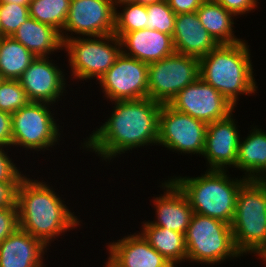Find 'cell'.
I'll return each instance as SVG.
<instances>
[{"mask_svg":"<svg viewBox=\"0 0 266 267\" xmlns=\"http://www.w3.org/2000/svg\"><path fill=\"white\" fill-rule=\"evenodd\" d=\"M113 103L111 117L87 137L83 147L93 149L102 160H111L133 148L158 145V117L162 104L150 98Z\"/></svg>","mask_w":266,"mask_h":267,"instance_id":"obj_1","label":"cell"},{"mask_svg":"<svg viewBox=\"0 0 266 267\" xmlns=\"http://www.w3.org/2000/svg\"><path fill=\"white\" fill-rule=\"evenodd\" d=\"M52 189L25 176L16 191L19 227L46 246L80 222Z\"/></svg>","mask_w":266,"mask_h":267,"instance_id":"obj_2","label":"cell"},{"mask_svg":"<svg viewBox=\"0 0 266 267\" xmlns=\"http://www.w3.org/2000/svg\"><path fill=\"white\" fill-rule=\"evenodd\" d=\"M248 47L245 40L219 44L199 59V77L234 107L240 94L251 95L257 90Z\"/></svg>","mask_w":266,"mask_h":267,"instance_id":"obj_3","label":"cell"},{"mask_svg":"<svg viewBox=\"0 0 266 267\" xmlns=\"http://www.w3.org/2000/svg\"><path fill=\"white\" fill-rule=\"evenodd\" d=\"M226 172L206 170L200 177L178 176L171 180L185 194L194 213L231 224L238 192L248 179H231Z\"/></svg>","mask_w":266,"mask_h":267,"instance_id":"obj_4","label":"cell"},{"mask_svg":"<svg viewBox=\"0 0 266 267\" xmlns=\"http://www.w3.org/2000/svg\"><path fill=\"white\" fill-rule=\"evenodd\" d=\"M234 244L242 254L266 250V185L248 179L240 188L231 222Z\"/></svg>","mask_w":266,"mask_h":267,"instance_id":"obj_5","label":"cell"},{"mask_svg":"<svg viewBox=\"0 0 266 267\" xmlns=\"http://www.w3.org/2000/svg\"><path fill=\"white\" fill-rule=\"evenodd\" d=\"M185 243L186 261L215 264L242 255L235 247L230 224L198 213L191 217Z\"/></svg>","mask_w":266,"mask_h":267,"instance_id":"obj_6","label":"cell"},{"mask_svg":"<svg viewBox=\"0 0 266 267\" xmlns=\"http://www.w3.org/2000/svg\"><path fill=\"white\" fill-rule=\"evenodd\" d=\"M63 47L69 55L73 78L80 80L93 77L99 80L122 52L120 38L114 34L90 38L69 36Z\"/></svg>","mask_w":266,"mask_h":267,"instance_id":"obj_7","label":"cell"},{"mask_svg":"<svg viewBox=\"0 0 266 267\" xmlns=\"http://www.w3.org/2000/svg\"><path fill=\"white\" fill-rule=\"evenodd\" d=\"M199 59L174 53L148 64V98L160 104L170 101L199 78Z\"/></svg>","mask_w":266,"mask_h":267,"instance_id":"obj_8","label":"cell"},{"mask_svg":"<svg viewBox=\"0 0 266 267\" xmlns=\"http://www.w3.org/2000/svg\"><path fill=\"white\" fill-rule=\"evenodd\" d=\"M49 105L51 106L44 102H29L12 113V146L36 151L55 146L60 132Z\"/></svg>","mask_w":266,"mask_h":267,"instance_id":"obj_9","label":"cell"},{"mask_svg":"<svg viewBox=\"0 0 266 267\" xmlns=\"http://www.w3.org/2000/svg\"><path fill=\"white\" fill-rule=\"evenodd\" d=\"M208 124L163 104L158 117V142L180 153L203 154Z\"/></svg>","mask_w":266,"mask_h":267,"instance_id":"obj_10","label":"cell"},{"mask_svg":"<svg viewBox=\"0 0 266 267\" xmlns=\"http://www.w3.org/2000/svg\"><path fill=\"white\" fill-rule=\"evenodd\" d=\"M99 82L112 102L148 98V64L121 52Z\"/></svg>","mask_w":266,"mask_h":267,"instance_id":"obj_11","label":"cell"},{"mask_svg":"<svg viewBox=\"0 0 266 267\" xmlns=\"http://www.w3.org/2000/svg\"><path fill=\"white\" fill-rule=\"evenodd\" d=\"M168 105L206 124L223 119L235 110L220 92L200 77L182 89Z\"/></svg>","mask_w":266,"mask_h":267,"instance_id":"obj_12","label":"cell"},{"mask_svg":"<svg viewBox=\"0 0 266 267\" xmlns=\"http://www.w3.org/2000/svg\"><path fill=\"white\" fill-rule=\"evenodd\" d=\"M114 31L115 9L111 0H71L61 37L64 42L69 39L66 32L99 37L114 34Z\"/></svg>","mask_w":266,"mask_h":267,"instance_id":"obj_13","label":"cell"},{"mask_svg":"<svg viewBox=\"0 0 266 267\" xmlns=\"http://www.w3.org/2000/svg\"><path fill=\"white\" fill-rule=\"evenodd\" d=\"M48 58L36 57L19 79L30 102L54 104L63 96L64 74Z\"/></svg>","mask_w":266,"mask_h":267,"instance_id":"obj_14","label":"cell"},{"mask_svg":"<svg viewBox=\"0 0 266 267\" xmlns=\"http://www.w3.org/2000/svg\"><path fill=\"white\" fill-rule=\"evenodd\" d=\"M232 115L233 112L207 126L202 155L209 162L208 170L224 171L231 165L235 168L240 135Z\"/></svg>","mask_w":266,"mask_h":267,"instance_id":"obj_15","label":"cell"},{"mask_svg":"<svg viewBox=\"0 0 266 267\" xmlns=\"http://www.w3.org/2000/svg\"><path fill=\"white\" fill-rule=\"evenodd\" d=\"M124 237L108 244L109 257L105 267H174L140 232Z\"/></svg>","mask_w":266,"mask_h":267,"instance_id":"obj_16","label":"cell"},{"mask_svg":"<svg viewBox=\"0 0 266 267\" xmlns=\"http://www.w3.org/2000/svg\"><path fill=\"white\" fill-rule=\"evenodd\" d=\"M114 35L120 38L123 54L146 64L157 62L175 53L173 37L155 29L144 28Z\"/></svg>","mask_w":266,"mask_h":267,"instance_id":"obj_17","label":"cell"},{"mask_svg":"<svg viewBox=\"0 0 266 267\" xmlns=\"http://www.w3.org/2000/svg\"><path fill=\"white\" fill-rule=\"evenodd\" d=\"M166 181L162 183L166 192L153 200L157 220L149 223L185 235L194 213L193 209L180 188L171 179Z\"/></svg>","mask_w":266,"mask_h":267,"instance_id":"obj_18","label":"cell"},{"mask_svg":"<svg viewBox=\"0 0 266 267\" xmlns=\"http://www.w3.org/2000/svg\"><path fill=\"white\" fill-rule=\"evenodd\" d=\"M172 37L176 53L198 59L219 45L203 27L196 12L176 15Z\"/></svg>","mask_w":266,"mask_h":267,"instance_id":"obj_19","label":"cell"},{"mask_svg":"<svg viewBox=\"0 0 266 267\" xmlns=\"http://www.w3.org/2000/svg\"><path fill=\"white\" fill-rule=\"evenodd\" d=\"M47 246L20 227L0 244V267H43Z\"/></svg>","mask_w":266,"mask_h":267,"instance_id":"obj_20","label":"cell"},{"mask_svg":"<svg viewBox=\"0 0 266 267\" xmlns=\"http://www.w3.org/2000/svg\"><path fill=\"white\" fill-rule=\"evenodd\" d=\"M12 37L36 57H48L54 51L63 49L61 33L47 24L29 17Z\"/></svg>","mask_w":266,"mask_h":267,"instance_id":"obj_21","label":"cell"},{"mask_svg":"<svg viewBox=\"0 0 266 267\" xmlns=\"http://www.w3.org/2000/svg\"><path fill=\"white\" fill-rule=\"evenodd\" d=\"M196 13L203 27L218 44H234L242 41L233 33L234 15L216 0L203 1Z\"/></svg>","mask_w":266,"mask_h":267,"instance_id":"obj_22","label":"cell"},{"mask_svg":"<svg viewBox=\"0 0 266 267\" xmlns=\"http://www.w3.org/2000/svg\"><path fill=\"white\" fill-rule=\"evenodd\" d=\"M140 233L144 239L174 267L187 258L185 235L167 228L157 227L148 222Z\"/></svg>","mask_w":266,"mask_h":267,"instance_id":"obj_23","label":"cell"},{"mask_svg":"<svg viewBox=\"0 0 266 267\" xmlns=\"http://www.w3.org/2000/svg\"><path fill=\"white\" fill-rule=\"evenodd\" d=\"M266 163V132L253 128L238 145L235 168L246 171V178L251 179Z\"/></svg>","mask_w":266,"mask_h":267,"instance_id":"obj_24","label":"cell"},{"mask_svg":"<svg viewBox=\"0 0 266 267\" xmlns=\"http://www.w3.org/2000/svg\"><path fill=\"white\" fill-rule=\"evenodd\" d=\"M35 58L12 36L0 38V75L4 80H19Z\"/></svg>","mask_w":266,"mask_h":267,"instance_id":"obj_25","label":"cell"},{"mask_svg":"<svg viewBox=\"0 0 266 267\" xmlns=\"http://www.w3.org/2000/svg\"><path fill=\"white\" fill-rule=\"evenodd\" d=\"M70 5L71 0H31L28 11L31 18L52 26L62 34Z\"/></svg>","mask_w":266,"mask_h":267,"instance_id":"obj_26","label":"cell"},{"mask_svg":"<svg viewBox=\"0 0 266 267\" xmlns=\"http://www.w3.org/2000/svg\"><path fill=\"white\" fill-rule=\"evenodd\" d=\"M121 13L115 10L114 33H127L147 28V5L128 3L121 5Z\"/></svg>","mask_w":266,"mask_h":267,"instance_id":"obj_27","label":"cell"},{"mask_svg":"<svg viewBox=\"0 0 266 267\" xmlns=\"http://www.w3.org/2000/svg\"><path fill=\"white\" fill-rule=\"evenodd\" d=\"M176 14L166 0L147 5V28L173 36Z\"/></svg>","mask_w":266,"mask_h":267,"instance_id":"obj_28","label":"cell"},{"mask_svg":"<svg viewBox=\"0 0 266 267\" xmlns=\"http://www.w3.org/2000/svg\"><path fill=\"white\" fill-rule=\"evenodd\" d=\"M19 80H2L0 83V110L14 113L29 103Z\"/></svg>","mask_w":266,"mask_h":267,"instance_id":"obj_29","label":"cell"},{"mask_svg":"<svg viewBox=\"0 0 266 267\" xmlns=\"http://www.w3.org/2000/svg\"><path fill=\"white\" fill-rule=\"evenodd\" d=\"M29 17L28 5L0 3V30L2 37L12 36Z\"/></svg>","mask_w":266,"mask_h":267,"instance_id":"obj_30","label":"cell"},{"mask_svg":"<svg viewBox=\"0 0 266 267\" xmlns=\"http://www.w3.org/2000/svg\"><path fill=\"white\" fill-rule=\"evenodd\" d=\"M0 146V182L2 183H20L25 175L21 174L19 169L13 164L7 152Z\"/></svg>","mask_w":266,"mask_h":267,"instance_id":"obj_31","label":"cell"},{"mask_svg":"<svg viewBox=\"0 0 266 267\" xmlns=\"http://www.w3.org/2000/svg\"><path fill=\"white\" fill-rule=\"evenodd\" d=\"M19 228L17 205L0 208V244Z\"/></svg>","mask_w":266,"mask_h":267,"instance_id":"obj_32","label":"cell"},{"mask_svg":"<svg viewBox=\"0 0 266 267\" xmlns=\"http://www.w3.org/2000/svg\"><path fill=\"white\" fill-rule=\"evenodd\" d=\"M227 11L231 12L234 16L249 13L257 7L258 0H216Z\"/></svg>","mask_w":266,"mask_h":267,"instance_id":"obj_33","label":"cell"},{"mask_svg":"<svg viewBox=\"0 0 266 267\" xmlns=\"http://www.w3.org/2000/svg\"><path fill=\"white\" fill-rule=\"evenodd\" d=\"M12 114L0 110V146H12Z\"/></svg>","mask_w":266,"mask_h":267,"instance_id":"obj_34","label":"cell"},{"mask_svg":"<svg viewBox=\"0 0 266 267\" xmlns=\"http://www.w3.org/2000/svg\"><path fill=\"white\" fill-rule=\"evenodd\" d=\"M20 183L0 182V208L16 205V191Z\"/></svg>","mask_w":266,"mask_h":267,"instance_id":"obj_35","label":"cell"},{"mask_svg":"<svg viewBox=\"0 0 266 267\" xmlns=\"http://www.w3.org/2000/svg\"><path fill=\"white\" fill-rule=\"evenodd\" d=\"M166 1L176 15L196 12L203 2L202 0H166Z\"/></svg>","mask_w":266,"mask_h":267,"instance_id":"obj_36","label":"cell"},{"mask_svg":"<svg viewBox=\"0 0 266 267\" xmlns=\"http://www.w3.org/2000/svg\"><path fill=\"white\" fill-rule=\"evenodd\" d=\"M265 173H266V163L250 180L259 185H266Z\"/></svg>","mask_w":266,"mask_h":267,"instance_id":"obj_37","label":"cell"},{"mask_svg":"<svg viewBox=\"0 0 266 267\" xmlns=\"http://www.w3.org/2000/svg\"><path fill=\"white\" fill-rule=\"evenodd\" d=\"M112 5L114 7V9L116 10V5L117 7L119 5H124V4H128V3H137V0H111Z\"/></svg>","mask_w":266,"mask_h":267,"instance_id":"obj_38","label":"cell"},{"mask_svg":"<svg viewBox=\"0 0 266 267\" xmlns=\"http://www.w3.org/2000/svg\"><path fill=\"white\" fill-rule=\"evenodd\" d=\"M0 3H16L19 5H29L30 0H0Z\"/></svg>","mask_w":266,"mask_h":267,"instance_id":"obj_39","label":"cell"},{"mask_svg":"<svg viewBox=\"0 0 266 267\" xmlns=\"http://www.w3.org/2000/svg\"><path fill=\"white\" fill-rule=\"evenodd\" d=\"M160 1L162 0H137V3L142 4V5H149V4L160 2Z\"/></svg>","mask_w":266,"mask_h":267,"instance_id":"obj_40","label":"cell"},{"mask_svg":"<svg viewBox=\"0 0 266 267\" xmlns=\"http://www.w3.org/2000/svg\"><path fill=\"white\" fill-rule=\"evenodd\" d=\"M260 257H261V259H263V261H266V250Z\"/></svg>","mask_w":266,"mask_h":267,"instance_id":"obj_41","label":"cell"},{"mask_svg":"<svg viewBox=\"0 0 266 267\" xmlns=\"http://www.w3.org/2000/svg\"><path fill=\"white\" fill-rule=\"evenodd\" d=\"M2 80H3V78H2V76L0 75V83L2 82Z\"/></svg>","mask_w":266,"mask_h":267,"instance_id":"obj_42","label":"cell"}]
</instances>
